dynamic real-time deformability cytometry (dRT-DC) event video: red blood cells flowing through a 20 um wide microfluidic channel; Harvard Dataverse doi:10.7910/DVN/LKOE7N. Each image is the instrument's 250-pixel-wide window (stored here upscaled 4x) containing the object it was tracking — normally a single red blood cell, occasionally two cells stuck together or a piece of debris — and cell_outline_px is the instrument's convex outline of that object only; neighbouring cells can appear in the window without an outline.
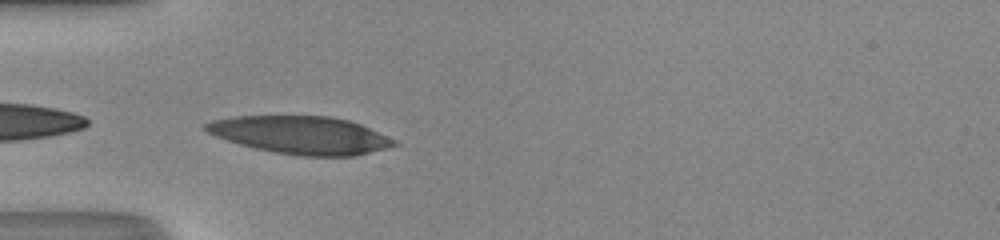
{"species": "human", "species_latin": "Homo sapiens", "temperature_condition": "room temperature", "stored_images_in_passage": 33, "camera_frame_rate_fps": 3000, "um_per_image_px": 0.085, "donor": {"sex": "male"}, "frame": {"image": 1, "passage_image": 1, "time_ms": 0.0, "image_size_px": [1000, 240], "cell_outline_px": [[400, 144], [388, 148], [356, 156], [300, 156], [276, 152], [256, 148], [240, 144], [216, 136], [208, 132], [204, 128], [204, 124], [212, 120], [236, 116], [332, 116], [348, 120], [360, 124], [396, 140]], "centroid_in_image_um": [25.61, 11.48], "position_along_channel_um": 59.4, "area_um2": 41.33}}
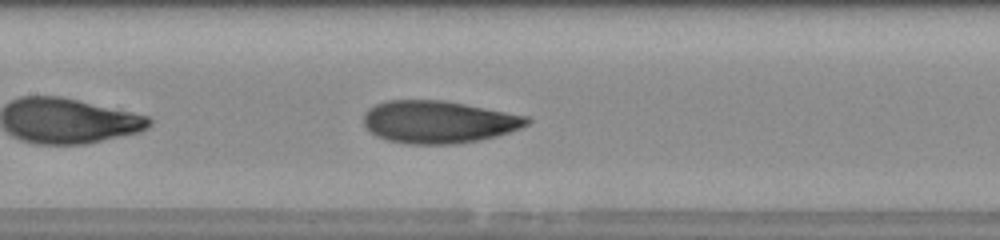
{"frame": {"image": 2, "passage_image": 9, "time_ms": 2.667, "image_size_px": [1000, 240], "cell_outline_px": [[532, 120], [528, 124], [520, 128], [496, 136], [480, 140], [452, 144], [408, 144], [388, 140], [376, 136], [364, 124], [364, 112], [368, 108], [376, 104], [388, 100], [440, 100], [464, 104], [528, 116]], "centroid_in_image_um": [37.27, 10.36], "position_along_channel_um": 170.1, "area_um2": 40.23}}
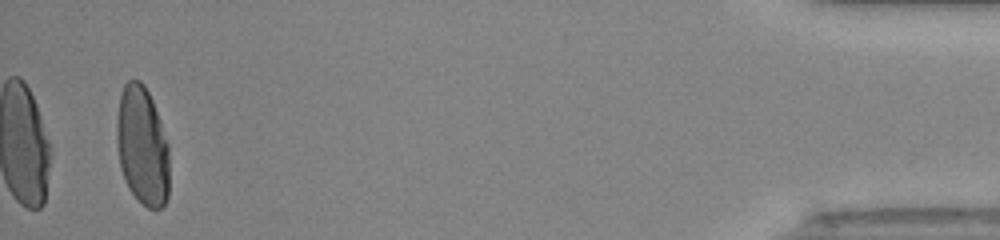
{"frame": {"image": 3, "passage_image": 32, "time_ms": 10.333, "image_size_px": [1000, 240], "cell_outline_px": [[168, 196], [164, 204], [160, 208], [148, 208], [128, 188], [124, 180], [120, 168], [116, 144], [116, 120], [120, 92], [124, 84], [128, 80], [140, 80], [144, 84], [152, 100], [168, 144]], "centroid_in_image_um": [12.06, 12.38], "position_along_channel_um": 423.1, "area_um2": 36.53}, "authors_computed_cell_mechanics": {"area_um2": 39.882, "velocity_mm_per_s": 4.3533, "shape_relaxation_time_tau1_ms": 4.2478, "shape_relaxation_time_tau2_ms": 0.9906, "deformation_change_tau1": 0.203, "deformation_change_tau2": 0.0602}}